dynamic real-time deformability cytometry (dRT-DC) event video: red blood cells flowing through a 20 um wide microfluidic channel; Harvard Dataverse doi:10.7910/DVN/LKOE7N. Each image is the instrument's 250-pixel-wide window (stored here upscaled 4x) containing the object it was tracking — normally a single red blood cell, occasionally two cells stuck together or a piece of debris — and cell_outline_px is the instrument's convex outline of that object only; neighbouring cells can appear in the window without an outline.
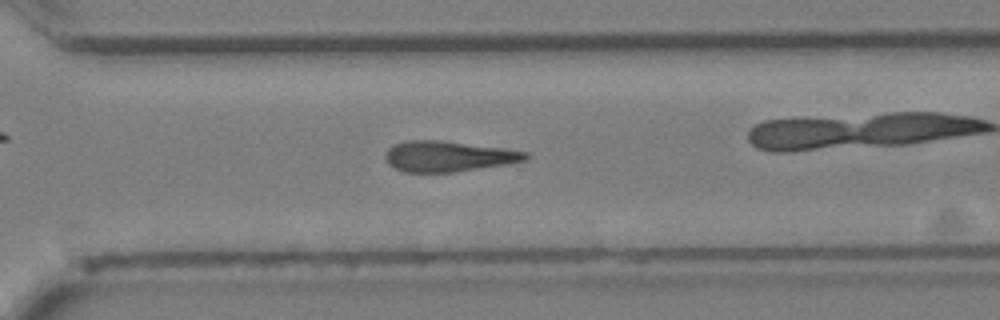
{"species": "Egyptian fruit bat (a non-hibernating species)", "species_latin": "Rousettus aegyptiacus", "temperature_condition": "cold", "stored_images_in_passage": 26, "camera_frame_rate_fps": 3000, "um_per_image_px": 0.085, "animal": {"sex": "female"}, "frame": {"image": 1, "passage_image": 15, "time_ms": 4.667, "image_size_px": [1000, 320], "cell_outline_px": [[532, 156], [528, 160], [508, 164], [452, 172], [404, 172], [392, 168], [388, 164], [384, 156], [388, 148], [392, 144], [408, 140], [444, 140], [504, 148], [528, 152]], "centroid_in_image_um": [38.11, 13.28], "position_along_channel_um": 332.5, "area_um2": 25.43}}